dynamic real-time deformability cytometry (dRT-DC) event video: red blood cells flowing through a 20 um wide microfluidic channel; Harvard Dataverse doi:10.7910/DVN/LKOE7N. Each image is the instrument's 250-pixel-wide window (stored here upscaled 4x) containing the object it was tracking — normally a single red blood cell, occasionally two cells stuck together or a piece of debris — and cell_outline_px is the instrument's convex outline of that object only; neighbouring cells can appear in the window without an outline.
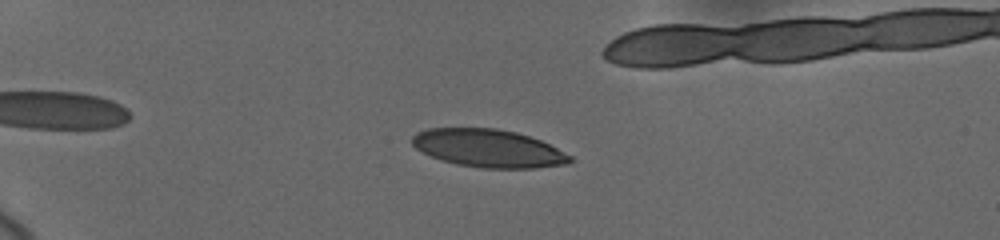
{"species": "human", "species_latin": "Homo sapiens", "temperature_condition": "cold", "stored_images_in_passage": 35, "camera_frame_rate_fps": 3000, "um_per_image_px": 0.085, "donor": {"sex": "female"}, "frame": {"image": 1, "passage_image": 1, "time_ms": 0.0, "image_size_px": [1000, 240], "cell_outline_px": [[572, 160], [568, 164], [536, 168], [480, 168], [456, 164], [432, 156], [416, 148], [412, 144], [412, 136], [416, 132], [428, 128], [496, 128], [516, 132], [540, 140], [572, 156]], "centroid_in_image_um": [41.51, 12.6], "position_along_channel_um": 43.5, "area_um2": 34.74}}
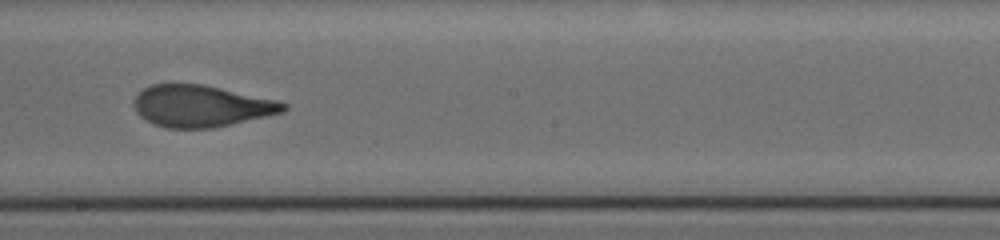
{"frame": {"image": 2, "passage_image": 19, "time_ms": 6.667, "image_size_px": [1000, 240], "cell_outline_px": [[288, 108], [284, 112], [212, 128], [168, 128], [152, 124], [140, 116], [136, 112], [132, 104], [132, 100], [144, 88], [152, 84], [204, 84], [280, 100], [288, 104]], "centroid_in_image_um": [17.11, 9.0], "position_along_channel_um": 231.1, "area_um2": 36.59}}
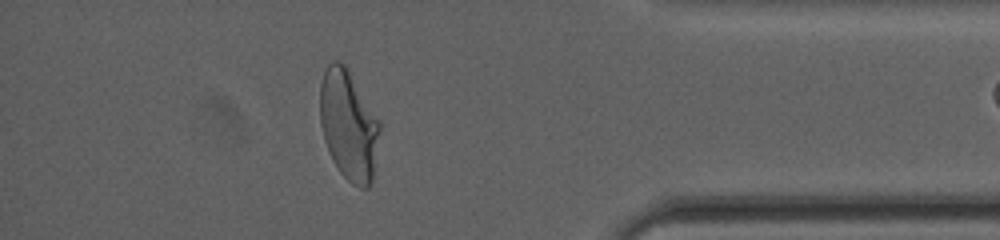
{"frame": {"image": 3, "passage_image": 33, "time_ms": 12.0, "image_size_px": [1000, 240], "cell_outline_px": [[380, 128], [372, 180], [368, 188], [360, 188], [352, 184], [340, 172], [332, 160], [328, 152], [324, 140], [320, 124], [320, 84], [324, 72], [328, 64], [332, 60], [340, 60], [348, 68], [380, 120]], "centroid_in_image_um": [29.62, 10.61], "position_along_channel_um": 405.6, "area_um2": 38.49}}